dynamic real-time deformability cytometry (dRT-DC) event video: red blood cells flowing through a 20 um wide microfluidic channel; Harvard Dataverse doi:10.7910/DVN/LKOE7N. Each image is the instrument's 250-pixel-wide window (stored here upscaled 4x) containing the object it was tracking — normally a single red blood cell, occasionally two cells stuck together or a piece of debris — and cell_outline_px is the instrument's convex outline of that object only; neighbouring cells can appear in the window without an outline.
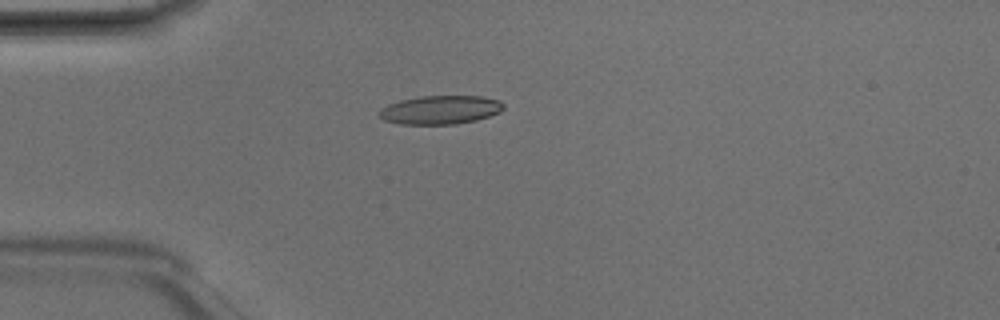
{"species": "Egyptian fruit bat (a non-hibernating species)", "species_latin": "Rousettus aegyptiacus", "temperature_condition": "room temperature", "stored_images_in_passage": 5, "camera_frame_rate_fps": 3000, "um_per_image_px": 0.085, "animal": {"sex": "male"}, "frame": {"image": 1, "passage_image": 4, "time_ms": 1.0, "image_size_px": [1000, 320], "cell_outline_px": [[504, 108], [500, 112], [476, 120], [456, 124], [400, 124], [384, 120], [376, 116], [376, 112], [380, 108], [388, 104], [400, 100], [420, 96], [480, 96], [500, 100], [504, 104]], "centroid_in_image_um": [37.38, 9.33], "position_along_channel_um": 47.6, "area_um2": 20.98}}